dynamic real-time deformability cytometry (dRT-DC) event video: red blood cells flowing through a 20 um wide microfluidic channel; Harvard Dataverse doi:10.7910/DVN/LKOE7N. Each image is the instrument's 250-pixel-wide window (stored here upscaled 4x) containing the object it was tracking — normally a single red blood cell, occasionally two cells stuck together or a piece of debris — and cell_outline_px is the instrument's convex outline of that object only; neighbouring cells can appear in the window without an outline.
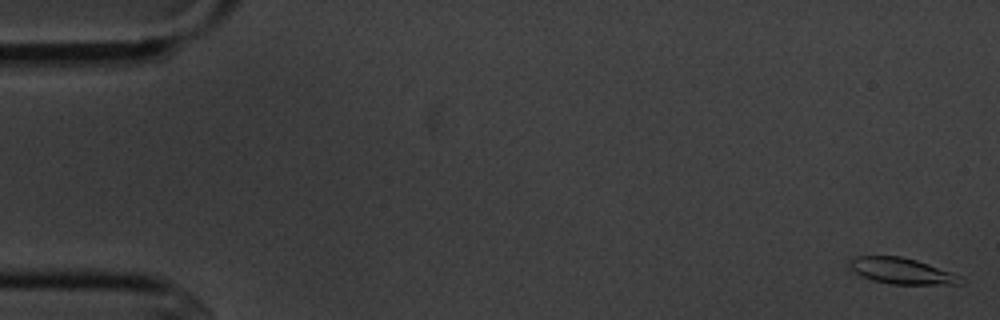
{"species": "common noctule bat (a hibernating species)", "species_latin": "Nyctalus noctula", "temperature_condition": "cold", "stored_images_in_passage": 5, "camera_frame_rate_fps": 3000, "um_per_image_px": 0.085, "animal": {"sex": "male", "body_mass_g": 20.1, "forearm_length_mm": 53.5}, "frame": {"image": 1, "passage_image": 1, "time_ms": 0.0, "image_size_px": [1000, 320], "cell_outline_px": [[964, 284], [892, 284], [872, 280], [856, 272], [848, 264], [848, 260], [852, 256], [900, 256], [916, 260], [964, 276]], "centroid_in_image_um": [76.69, 23.03], "position_along_channel_um": 8.3, "area_um2": 16.88}}